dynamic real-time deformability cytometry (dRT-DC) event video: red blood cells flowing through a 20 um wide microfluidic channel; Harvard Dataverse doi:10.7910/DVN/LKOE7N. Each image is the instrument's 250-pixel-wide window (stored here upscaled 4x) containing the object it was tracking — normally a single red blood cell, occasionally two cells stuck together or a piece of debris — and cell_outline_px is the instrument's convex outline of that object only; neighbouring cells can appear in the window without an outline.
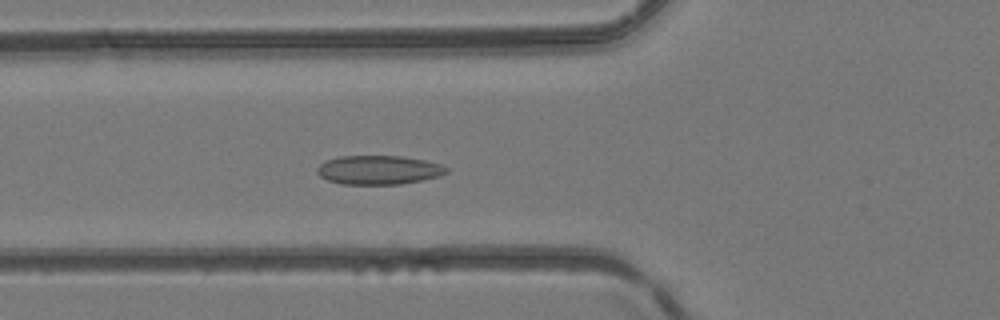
{"species": "common noctule bat (a hibernating species)", "species_latin": "Nyctalus noctula", "temperature_condition": "room temperature", "stored_images_in_passage": 47, "camera_frame_rate_fps": 3000, "um_per_image_px": 0.085, "animal": {"sex": "female", "body_mass_g": 24.6, "forearm_length_mm": 56.2}, "frame": {"image": 1, "passage_image": 18, "time_ms": 5.667, "image_size_px": [1000, 320], "cell_outline_px": [[448, 172], [440, 176], [400, 184], [340, 184], [328, 180], [320, 176], [316, 172], [316, 168], [320, 164], [328, 160], [340, 156], [400, 156], [424, 160], [440, 164], [448, 168]], "centroid_in_image_um": [32.17, 14.45], "position_along_channel_um": 93.6, "area_um2": 21.73}}
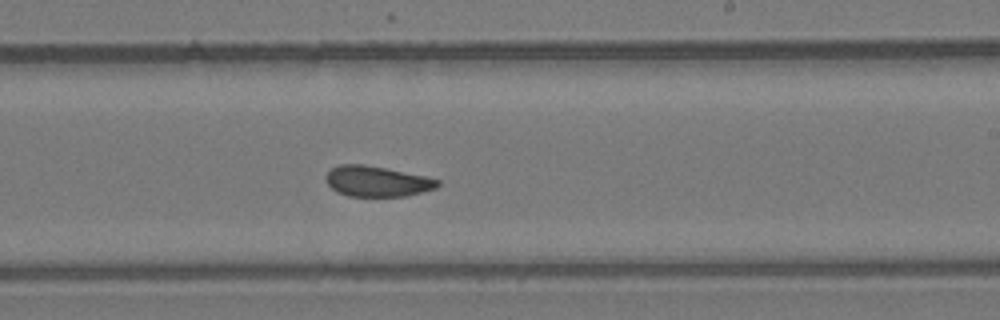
{"frame": {"image": 2, "passage_image": 29, "time_ms": 9.333, "image_size_px": [1000, 320], "cell_outline_px": [[440, 184], [436, 188], [404, 196], [348, 196], [336, 192], [328, 184], [324, 176], [332, 168], [340, 164], [364, 164], [424, 176], [440, 180]], "centroid_in_image_um": [32.01, 15.41], "position_along_channel_um": 257.0, "area_um2": 19.71}}
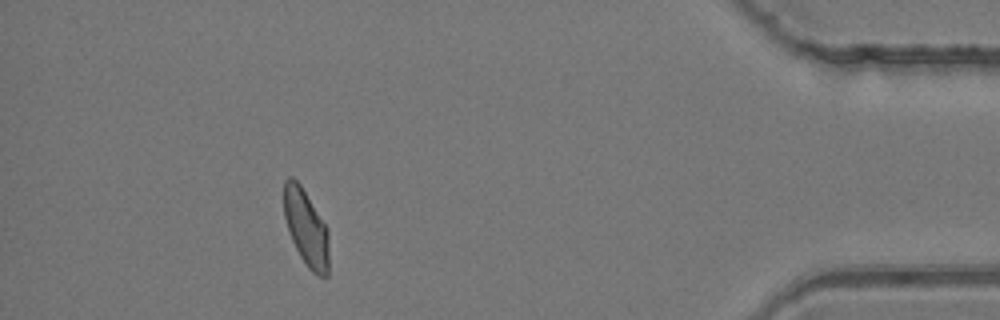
{"frame": {"image": 3, "passage_image": 43, "time_ms": 14.0, "image_size_px": [1000, 320], "cell_outline_px": [[328, 276], [320, 276], [312, 272], [308, 268], [300, 256], [292, 240], [284, 216], [284, 180], [288, 176], [292, 176], [300, 184], [328, 228]], "centroid_in_image_um": [26.02, 19.35], "position_along_channel_um": 409.2, "area_um2": 19.94}}